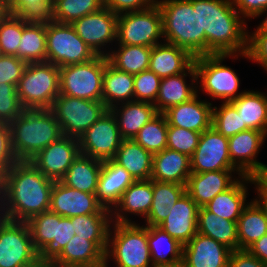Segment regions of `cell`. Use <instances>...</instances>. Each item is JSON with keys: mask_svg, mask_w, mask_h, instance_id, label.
<instances>
[{"mask_svg": "<svg viewBox=\"0 0 267 267\" xmlns=\"http://www.w3.org/2000/svg\"><path fill=\"white\" fill-rule=\"evenodd\" d=\"M54 180L31 161H17L0 176V217L26 222L50 209Z\"/></svg>", "mask_w": 267, "mask_h": 267, "instance_id": "obj_1", "label": "cell"}, {"mask_svg": "<svg viewBox=\"0 0 267 267\" xmlns=\"http://www.w3.org/2000/svg\"><path fill=\"white\" fill-rule=\"evenodd\" d=\"M199 20L200 32H205L206 55L247 52V23L232 0H199Z\"/></svg>", "mask_w": 267, "mask_h": 267, "instance_id": "obj_2", "label": "cell"}, {"mask_svg": "<svg viewBox=\"0 0 267 267\" xmlns=\"http://www.w3.org/2000/svg\"><path fill=\"white\" fill-rule=\"evenodd\" d=\"M164 42L187 50L194 58L206 55L205 32H200L199 0H156Z\"/></svg>", "mask_w": 267, "mask_h": 267, "instance_id": "obj_3", "label": "cell"}, {"mask_svg": "<svg viewBox=\"0 0 267 267\" xmlns=\"http://www.w3.org/2000/svg\"><path fill=\"white\" fill-rule=\"evenodd\" d=\"M9 127L11 146L19 161H30L42 149L63 136L50 109H23Z\"/></svg>", "mask_w": 267, "mask_h": 267, "instance_id": "obj_4", "label": "cell"}, {"mask_svg": "<svg viewBox=\"0 0 267 267\" xmlns=\"http://www.w3.org/2000/svg\"><path fill=\"white\" fill-rule=\"evenodd\" d=\"M112 223L114 226L109 229L105 254L106 264L112 258L116 267H153L147 240V225L140 226L135 222Z\"/></svg>", "mask_w": 267, "mask_h": 267, "instance_id": "obj_5", "label": "cell"}, {"mask_svg": "<svg viewBox=\"0 0 267 267\" xmlns=\"http://www.w3.org/2000/svg\"><path fill=\"white\" fill-rule=\"evenodd\" d=\"M16 89L24 109H50L60 94L59 67L50 62L28 63Z\"/></svg>", "mask_w": 267, "mask_h": 267, "instance_id": "obj_6", "label": "cell"}, {"mask_svg": "<svg viewBox=\"0 0 267 267\" xmlns=\"http://www.w3.org/2000/svg\"><path fill=\"white\" fill-rule=\"evenodd\" d=\"M243 54H210L194 59L197 82L201 90L214 99H222L223 103H230L246 90L239 92L240 80L237 73L229 66L223 65L225 58H238Z\"/></svg>", "mask_w": 267, "mask_h": 267, "instance_id": "obj_7", "label": "cell"}, {"mask_svg": "<svg viewBox=\"0 0 267 267\" xmlns=\"http://www.w3.org/2000/svg\"><path fill=\"white\" fill-rule=\"evenodd\" d=\"M106 56L59 67L60 94L85 100L102 101Z\"/></svg>", "mask_w": 267, "mask_h": 267, "instance_id": "obj_8", "label": "cell"}, {"mask_svg": "<svg viewBox=\"0 0 267 267\" xmlns=\"http://www.w3.org/2000/svg\"><path fill=\"white\" fill-rule=\"evenodd\" d=\"M96 56L71 24H46V62L63 67L86 63Z\"/></svg>", "mask_w": 267, "mask_h": 267, "instance_id": "obj_9", "label": "cell"}, {"mask_svg": "<svg viewBox=\"0 0 267 267\" xmlns=\"http://www.w3.org/2000/svg\"><path fill=\"white\" fill-rule=\"evenodd\" d=\"M62 134L80 138L108 110L102 101L85 100L59 94L50 108Z\"/></svg>", "mask_w": 267, "mask_h": 267, "instance_id": "obj_10", "label": "cell"}, {"mask_svg": "<svg viewBox=\"0 0 267 267\" xmlns=\"http://www.w3.org/2000/svg\"><path fill=\"white\" fill-rule=\"evenodd\" d=\"M163 40L162 15L157 3L143 11L118 14L116 41L118 45L153 47Z\"/></svg>", "mask_w": 267, "mask_h": 267, "instance_id": "obj_11", "label": "cell"}, {"mask_svg": "<svg viewBox=\"0 0 267 267\" xmlns=\"http://www.w3.org/2000/svg\"><path fill=\"white\" fill-rule=\"evenodd\" d=\"M38 258L27 223L0 217V267H24Z\"/></svg>", "mask_w": 267, "mask_h": 267, "instance_id": "obj_12", "label": "cell"}, {"mask_svg": "<svg viewBox=\"0 0 267 267\" xmlns=\"http://www.w3.org/2000/svg\"><path fill=\"white\" fill-rule=\"evenodd\" d=\"M122 140L115 116L108 109L79 138L80 154L101 161L113 159Z\"/></svg>", "mask_w": 267, "mask_h": 267, "instance_id": "obj_13", "label": "cell"}, {"mask_svg": "<svg viewBox=\"0 0 267 267\" xmlns=\"http://www.w3.org/2000/svg\"><path fill=\"white\" fill-rule=\"evenodd\" d=\"M117 19L118 15L104 6L96 12L79 18L71 25L96 55L107 56L109 50H104L106 49L104 46L117 42Z\"/></svg>", "mask_w": 267, "mask_h": 267, "instance_id": "obj_14", "label": "cell"}, {"mask_svg": "<svg viewBox=\"0 0 267 267\" xmlns=\"http://www.w3.org/2000/svg\"><path fill=\"white\" fill-rule=\"evenodd\" d=\"M228 148V138L214 128L203 131L190 157L191 173L237 170L230 160Z\"/></svg>", "mask_w": 267, "mask_h": 267, "instance_id": "obj_15", "label": "cell"}, {"mask_svg": "<svg viewBox=\"0 0 267 267\" xmlns=\"http://www.w3.org/2000/svg\"><path fill=\"white\" fill-rule=\"evenodd\" d=\"M79 154V139L63 135L30 161L46 177L60 181Z\"/></svg>", "mask_w": 267, "mask_h": 267, "instance_id": "obj_16", "label": "cell"}, {"mask_svg": "<svg viewBox=\"0 0 267 267\" xmlns=\"http://www.w3.org/2000/svg\"><path fill=\"white\" fill-rule=\"evenodd\" d=\"M49 210L69 218L92 213H111V210L97 201L96 194L76 190L66 186L61 180L54 182Z\"/></svg>", "mask_w": 267, "mask_h": 267, "instance_id": "obj_17", "label": "cell"}, {"mask_svg": "<svg viewBox=\"0 0 267 267\" xmlns=\"http://www.w3.org/2000/svg\"><path fill=\"white\" fill-rule=\"evenodd\" d=\"M231 252L213 238L197 233L183 245L182 267H229Z\"/></svg>", "mask_w": 267, "mask_h": 267, "instance_id": "obj_18", "label": "cell"}, {"mask_svg": "<svg viewBox=\"0 0 267 267\" xmlns=\"http://www.w3.org/2000/svg\"><path fill=\"white\" fill-rule=\"evenodd\" d=\"M266 137L262 131L249 129L228 138L230 160L243 176H251L263 164L256 158Z\"/></svg>", "mask_w": 267, "mask_h": 267, "instance_id": "obj_19", "label": "cell"}, {"mask_svg": "<svg viewBox=\"0 0 267 267\" xmlns=\"http://www.w3.org/2000/svg\"><path fill=\"white\" fill-rule=\"evenodd\" d=\"M199 206L185 192L169 210L167 218L159 225L182 245L187 244L197 232Z\"/></svg>", "mask_w": 267, "mask_h": 267, "instance_id": "obj_20", "label": "cell"}, {"mask_svg": "<svg viewBox=\"0 0 267 267\" xmlns=\"http://www.w3.org/2000/svg\"><path fill=\"white\" fill-rule=\"evenodd\" d=\"M235 171L240 177L243 176L238 170L191 173L185 185L186 192L199 207H204L217 194L226 191L240 178L233 177L232 172L234 174Z\"/></svg>", "mask_w": 267, "mask_h": 267, "instance_id": "obj_21", "label": "cell"}, {"mask_svg": "<svg viewBox=\"0 0 267 267\" xmlns=\"http://www.w3.org/2000/svg\"><path fill=\"white\" fill-rule=\"evenodd\" d=\"M198 96L197 94L190 101L166 110L163 114L166 116L168 125L199 133L211 128L213 106Z\"/></svg>", "mask_w": 267, "mask_h": 267, "instance_id": "obj_22", "label": "cell"}, {"mask_svg": "<svg viewBox=\"0 0 267 267\" xmlns=\"http://www.w3.org/2000/svg\"><path fill=\"white\" fill-rule=\"evenodd\" d=\"M131 174L113 159L102 161L96 192L97 201L109 210H113L124 191L134 182Z\"/></svg>", "mask_w": 267, "mask_h": 267, "instance_id": "obj_23", "label": "cell"}, {"mask_svg": "<svg viewBox=\"0 0 267 267\" xmlns=\"http://www.w3.org/2000/svg\"><path fill=\"white\" fill-rule=\"evenodd\" d=\"M153 180H136L123 193L119 203L111 211L112 222L134 223L128 213L145 219L152 206ZM128 212V213H127ZM126 214V215H125Z\"/></svg>", "mask_w": 267, "mask_h": 267, "instance_id": "obj_24", "label": "cell"}, {"mask_svg": "<svg viewBox=\"0 0 267 267\" xmlns=\"http://www.w3.org/2000/svg\"><path fill=\"white\" fill-rule=\"evenodd\" d=\"M187 76L192 78L190 85L187 84ZM197 81L194 64L184 73L161 78L159 93L154 103L156 111L164 113L170 107L190 101L198 94Z\"/></svg>", "mask_w": 267, "mask_h": 267, "instance_id": "obj_25", "label": "cell"}, {"mask_svg": "<svg viewBox=\"0 0 267 267\" xmlns=\"http://www.w3.org/2000/svg\"><path fill=\"white\" fill-rule=\"evenodd\" d=\"M105 253L93 242L74 235L50 267H104Z\"/></svg>", "mask_w": 267, "mask_h": 267, "instance_id": "obj_26", "label": "cell"}, {"mask_svg": "<svg viewBox=\"0 0 267 267\" xmlns=\"http://www.w3.org/2000/svg\"><path fill=\"white\" fill-rule=\"evenodd\" d=\"M194 59L187 50L161 42L152 47L149 70L160 78L170 77L186 72L194 64Z\"/></svg>", "mask_w": 267, "mask_h": 267, "instance_id": "obj_27", "label": "cell"}, {"mask_svg": "<svg viewBox=\"0 0 267 267\" xmlns=\"http://www.w3.org/2000/svg\"><path fill=\"white\" fill-rule=\"evenodd\" d=\"M109 110L115 116L123 139H134L143 126L158 114L154 104L141 101L117 104Z\"/></svg>", "mask_w": 267, "mask_h": 267, "instance_id": "obj_28", "label": "cell"}, {"mask_svg": "<svg viewBox=\"0 0 267 267\" xmlns=\"http://www.w3.org/2000/svg\"><path fill=\"white\" fill-rule=\"evenodd\" d=\"M191 175L190 157L165 148L153 154L152 180L186 185Z\"/></svg>", "mask_w": 267, "mask_h": 267, "instance_id": "obj_29", "label": "cell"}, {"mask_svg": "<svg viewBox=\"0 0 267 267\" xmlns=\"http://www.w3.org/2000/svg\"><path fill=\"white\" fill-rule=\"evenodd\" d=\"M147 240L153 267L182 265L183 245L162 228L147 225Z\"/></svg>", "mask_w": 267, "mask_h": 267, "instance_id": "obj_30", "label": "cell"}, {"mask_svg": "<svg viewBox=\"0 0 267 267\" xmlns=\"http://www.w3.org/2000/svg\"><path fill=\"white\" fill-rule=\"evenodd\" d=\"M252 183L250 176H241L226 191L217 194L204 207L211 213L229 221H238L244 207L247 205L246 198L248 188L246 184Z\"/></svg>", "mask_w": 267, "mask_h": 267, "instance_id": "obj_31", "label": "cell"}, {"mask_svg": "<svg viewBox=\"0 0 267 267\" xmlns=\"http://www.w3.org/2000/svg\"><path fill=\"white\" fill-rule=\"evenodd\" d=\"M242 119V131L255 129L267 135V95L254 90L245 91L230 102Z\"/></svg>", "mask_w": 267, "mask_h": 267, "instance_id": "obj_32", "label": "cell"}, {"mask_svg": "<svg viewBox=\"0 0 267 267\" xmlns=\"http://www.w3.org/2000/svg\"><path fill=\"white\" fill-rule=\"evenodd\" d=\"M113 160L125 168L135 181L151 178L153 154L133 139L122 140Z\"/></svg>", "mask_w": 267, "mask_h": 267, "instance_id": "obj_33", "label": "cell"}, {"mask_svg": "<svg viewBox=\"0 0 267 267\" xmlns=\"http://www.w3.org/2000/svg\"><path fill=\"white\" fill-rule=\"evenodd\" d=\"M134 101V75L113 67L106 56L103 74L102 102L108 109L125 102Z\"/></svg>", "mask_w": 267, "mask_h": 267, "instance_id": "obj_34", "label": "cell"}, {"mask_svg": "<svg viewBox=\"0 0 267 267\" xmlns=\"http://www.w3.org/2000/svg\"><path fill=\"white\" fill-rule=\"evenodd\" d=\"M197 232L225 245L232 251L239 250L237 221H229L199 207Z\"/></svg>", "mask_w": 267, "mask_h": 267, "instance_id": "obj_35", "label": "cell"}, {"mask_svg": "<svg viewBox=\"0 0 267 267\" xmlns=\"http://www.w3.org/2000/svg\"><path fill=\"white\" fill-rule=\"evenodd\" d=\"M102 161L79 154L61 181L79 191L96 194Z\"/></svg>", "mask_w": 267, "mask_h": 267, "instance_id": "obj_36", "label": "cell"}, {"mask_svg": "<svg viewBox=\"0 0 267 267\" xmlns=\"http://www.w3.org/2000/svg\"><path fill=\"white\" fill-rule=\"evenodd\" d=\"M185 192V185L153 180L152 206L145 218V224L159 226L167 218L169 210Z\"/></svg>", "mask_w": 267, "mask_h": 267, "instance_id": "obj_37", "label": "cell"}, {"mask_svg": "<svg viewBox=\"0 0 267 267\" xmlns=\"http://www.w3.org/2000/svg\"><path fill=\"white\" fill-rule=\"evenodd\" d=\"M75 235L93 241L105 254L108 234L112 226L111 213H92L71 217Z\"/></svg>", "mask_w": 267, "mask_h": 267, "instance_id": "obj_38", "label": "cell"}, {"mask_svg": "<svg viewBox=\"0 0 267 267\" xmlns=\"http://www.w3.org/2000/svg\"><path fill=\"white\" fill-rule=\"evenodd\" d=\"M239 250H247L267 233V217L258 204L251 200L237 221Z\"/></svg>", "mask_w": 267, "mask_h": 267, "instance_id": "obj_39", "label": "cell"}, {"mask_svg": "<svg viewBox=\"0 0 267 267\" xmlns=\"http://www.w3.org/2000/svg\"><path fill=\"white\" fill-rule=\"evenodd\" d=\"M152 48L139 45H118L117 50H110L108 62L116 69L136 75L149 69Z\"/></svg>", "mask_w": 267, "mask_h": 267, "instance_id": "obj_40", "label": "cell"}, {"mask_svg": "<svg viewBox=\"0 0 267 267\" xmlns=\"http://www.w3.org/2000/svg\"><path fill=\"white\" fill-rule=\"evenodd\" d=\"M18 58L28 63L46 62V24L24 21Z\"/></svg>", "mask_w": 267, "mask_h": 267, "instance_id": "obj_41", "label": "cell"}, {"mask_svg": "<svg viewBox=\"0 0 267 267\" xmlns=\"http://www.w3.org/2000/svg\"><path fill=\"white\" fill-rule=\"evenodd\" d=\"M10 14L28 23L49 24L54 22V0H6Z\"/></svg>", "mask_w": 267, "mask_h": 267, "instance_id": "obj_42", "label": "cell"}, {"mask_svg": "<svg viewBox=\"0 0 267 267\" xmlns=\"http://www.w3.org/2000/svg\"><path fill=\"white\" fill-rule=\"evenodd\" d=\"M168 122L163 113H158L146 123L133 140L152 154L167 148Z\"/></svg>", "mask_w": 267, "mask_h": 267, "instance_id": "obj_43", "label": "cell"}, {"mask_svg": "<svg viewBox=\"0 0 267 267\" xmlns=\"http://www.w3.org/2000/svg\"><path fill=\"white\" fill-rule=\"evenodd\" d=\"M104 7L103 0H54L53 15L57 23L72 24Z\"/></svg>", "mask_w": 267, "mask_h": 267, "instance_id": "obj_44", "label": "cell"}, {"mask_svg": "<svg viewBox=\"0 0 267 267\" xmlns=\"http://www.w3.org/2000/svg\"><path fill=\"white\" fill-rule=\"evenodd\" d=\"M34 249L40 255L51 243L56 230V213L48 210L26 221Z\"/></svg>", "mask_w": 267, "mask_h": 267, "instance_id": "obj_45", "label": "cell"}, {"mask_svg": "<svg viewBox=\"0 0 267 267\" xmlns=\"http://www.w3.org/2000/svg\"><path fill=\"white\" fill-rule=\"evenodd\" d=\"M24 20L9 14L0 20V54L18 57V48L23 34Z\"/></svg>", "mask_w": 267, "mask_h": 267, "instance_id": "obj_46", "label": "cell"}, {"mask_svg": "<svg viewBox=\"0 0 267 267\" xmlns=\"http://www.w3.org/2000/svg\"><path fill=\"white\" fill-rule=\"evenodd\" d=\"M212 128L223 136L230 138L242 132V119L231 103H223L213 107Z\"/></svg>", "mask_w": 267, "mask_h": 267, "instance_id": "obj_47", "label": "cell"}, {"mask_svg": "<svg viewBox=\"0 0 267 267\" xmlns=\"http://www.w3.org/2000/svg\"><path fill=\"white\" fill-rule=\"evenodd\" d=\"M75 232L71 217L56 214V230L52 243L39 255L47 262H51L74 237Z\"/></svg>", "mask_w": 267, "mask_h": 267, "instance_id": "obj_48", "label": "cell"}, {"mask_svg": "<svg viewBox=\"0 0 267 267\" xmlns=\"http://www.w3.org/2000/svg\"><path fill=\"white\" fill-rule=\"evenodd\" d=\"M200 135L196 131L168 125L167 148L191 157L198 146Z\"/></svg>", "mask_w": 267, "mask_h": 267, "instance_id": "obj_49", "label": "cell"}, {"mask_svg": "<svg viewBox=\"0 0 267 267\" xmlns=\"http://www.w3.org/2000/svg\"><path fill=\"white\" fill-rule=\"evenodd\" d=\"M161 78L148 70L134 75V101L154 104L160 87Z\"/></svg>", "mask_w": 267, "mask_h": 267, "instance_id": "obj_50", "label": "cell"}, {"mask_svg": "<svg viewBox=\"0 0 267 267\" xmlns=\"http://www.w3.org/2000/svg\"><path fill=\"white\" fill-rule=\"evenodd\" d=\"M16 85L0 83V123L10 124L23 111Z\"/></svg>", "mask_w": 267, "mask_h": 267, "instance_id": "obj_51", "label": "cell"}, {"mask_svg": "<svg viewBox=\"0 0 267 267\" xmlns=\"http://www.w3.org/2000/svg\"><path fill=\"white\" fill-rule=\"evenodd\" d=\"M27 63L16 56L0 54V83L18 85Z\"/></svg>", "mask_w": 267, "mask_h": 267, "instance_id": "obj_52", "label": "cell"}, {"mask_svg": "<svg viewBox=\"0 0 267 267\" xmlns=\"http://www.w3.org/2000/svg\"><path fill=\"white\" fill-rule=\"evenodd\" d=\"M242 57L259 63L267 71V32H248V48Z\"/></svg>", "mask_w": 267, "mask_h": 267, "instance_id": "obj_53", "label": "cell"}, {"mask_svg": "<svg viewBox=\"0 0 267 267\" xmlns=\"http://www.w3.org/2000/svg\"><path fill=\"white\" fill-rule=\"evenodd\" d=\"M18 159L11 146V131L9 124L0 123V176L7 172Z\"/></svg>", "mask_w": 267, "mask_h": 267, "instance_id": "obj_54", "label": "cell"}, {"mask_svg": "<svg viewBox=\"0 0 267 267\" xmlns=\"http://www.w3.org/2000/svg\"><path fill=\"white\" fill-rule=\"evenodd\" d=\"M104 6L118 14L143 11L156 3V0H103Z\"/></svg>", "mask_w": 267, "mask_h": 267, "instance_id": "obj_55", "label": "cell"}, {"mask_svg": "<svg viewBox=\"0 0 267 267\" xmlns=\"http://www.w3.org/2000/svg\"><path fill=\"white\" fill-rule=\"evenodd\" d=\"M235 9L242 17L257 18V16L267 9V0H232Z\"/></svg>", "mask_w": 267, "mask_h": 267, "instance_id": "obj_56", "label": "cell"}, {"mask_svg": "<svg viewBox=\"0 0 267 267\" xmlns=\"http://www.w3.org/2000/svg\"><path fill=\"white\" fill-rule=\"evenodd\" d=\"M229 267H267V264L260 261L248 250H235L231 252Z\"/></svg>", "mask_w": 267, "mask_h": 267, "instance_id": "obj_57", "label": "cell"}, {"mask_svg": "<svg viewBox=\"0 0 267 267\" xmlns=\"http://www.w3.org/2000/svg\"><path fill=\"white\" fill-rule=\"evenodd\" d=\"M257 194H267V165L262 164L251 176Z\"/></svg>", "mask_w": 267, "mask_h": 267, "instance_id": "obj_58", "label": "cell"}, {"mask_svg": "<svg viewBox=\"0 0 267 267\" xmlns=\"http://www.w3.org/2000/svg\"><path fill=\"white\" fill-rule=\"evenodd\" d=\"M247 250L260 261L267 264V233L254 242Z\"/></svg>", "mask_w": 267, "mask_h": 267, "instance_id": "obj_59", "label": "cell"}, {"mask_svg": "<svg viewBox=\"0 0 267 267\" xmlns=\"http://www.w3.org/2000/svg\"><path fill=\"white\" fill-rule=\"evenodd\" d=\"M258 196L259 197H257L256 199H253V200L263 210L265 216L267 217V194H258Z\"/></svg>", "mask_w": 267, "mask_h": 267, "instance_id": "obj_60", "label": "cell"}, {"mask_svg": "<svg viewBox=\"0 0 267 267\" xmlns=\"http://www.w3.org/2000/svg\"><path fill=\"white\" fill-rule=\"evenodd\" d=\"M263 13H267V9H264L257 17L263 15ZM267 15V14H266ZM254 32H267V16L260 22V25L255 29Z\"/></svg>", "mask_w": 267, "mask_h": 267, "instance_id": "obj_61", "label": "cell"}, {"mask_svg": "<svg viewBox=\"0 0 267 267\" xmlns=\"http://www.w3.org/2000/svg\"><path fill=\"white\" fill-rule=\"evenodd\" d=\"M9 10L7 7V1L6 0H0V20L4 19L9 15Z\"/></svg>", "mask_w": 267, "mask_h": 267, "instance_id": "obj_62", "label": "cell"}, {"mask_svg": "<svg viewBox=\"0 0 267 267\" xmlns=\"http://www.w3.org/2000/svg\"><path fill=\"white\" fill-rule=\"evenodd\" d=\"M24 267H50V263L39 257L35 262Z\"/></svg>", "mask_w": 267, "mask_h": 267, "instance_id": "obj_63", "label": "cell"}]
</instances>
